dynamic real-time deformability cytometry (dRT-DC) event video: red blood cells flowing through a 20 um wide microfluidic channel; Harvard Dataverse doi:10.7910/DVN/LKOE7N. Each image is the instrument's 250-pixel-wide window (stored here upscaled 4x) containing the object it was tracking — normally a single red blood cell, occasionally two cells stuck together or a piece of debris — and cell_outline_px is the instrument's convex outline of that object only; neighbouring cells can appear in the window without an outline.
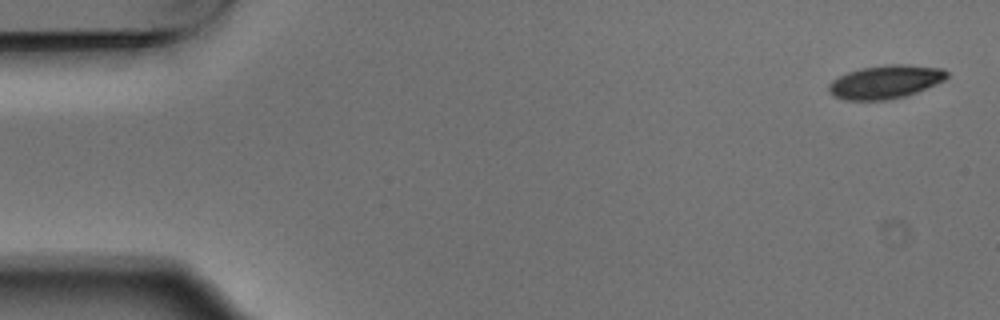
{"species": "Egyptian fruit bat (a non-hibernating species)", "species_latin": "Rousettus aegyptiacus", "temperature_condition": "warm", "stored_images_in_passage": 6, "camera_frame_rate_fps": 3000, "um_per_image_px": 0.085, "animal": {"sex": "male"}, "frame": {"image": 1, "passage_image": 1, "time_ms": 0.0, "image_size_px": [1000, 320], "cell_outline_px": [[948, 76], [944, 80], [916, 92], [904, 96], [888, 100], [844, 100], [832, 96], [828, 92], [828, 84], [832, 80], [848, 72], [860, 68], [888, 64], [908, 64], [944, 68], [948, 72]], "centroid_in_image_um": [75.24, 6.95], "position_along_channel_um": 9.8, "area_um2": 23.12}}
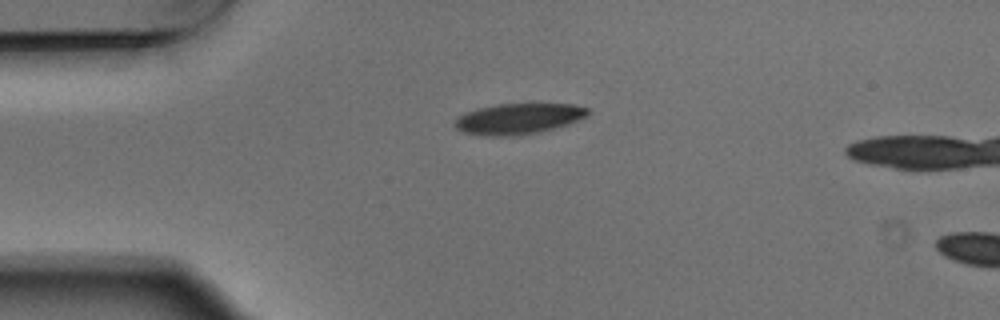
{"frame": {"image": 2, "passage_image": 4, "time_ms": 1.0, "image_size_px": [1000, 320], "cell_outline_px": [[588, 112], [584, 116], [568, 124], [536, 132], [512, 136], [484, 136], [464, 132], [456, 128], [452, 124], [464, 112], [496, 104], [572, 104], [588, 108]], "centroid_in_image_um": [44.0, 10.09], "position_along_channel_um": 41.0, "area_um2": 23.47}}